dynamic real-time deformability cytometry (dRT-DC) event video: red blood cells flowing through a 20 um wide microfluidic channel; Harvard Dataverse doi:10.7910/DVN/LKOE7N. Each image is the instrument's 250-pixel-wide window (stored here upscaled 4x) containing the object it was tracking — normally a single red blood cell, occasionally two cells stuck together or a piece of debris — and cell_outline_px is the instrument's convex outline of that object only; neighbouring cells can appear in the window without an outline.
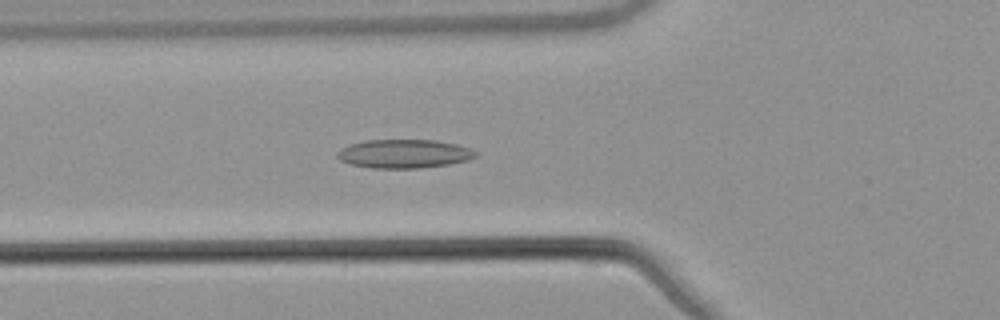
{"species": "common noctule bat (a hibernating species)", "species_latin": "Nyctalus noctula", "temperature_condition": "warm", "stored_images_in_passage": 51, "camera_frame_rate_fps": 3000, "um_per_image_px": 0.085, "animal": {"sex": "male", "body_mass_g": 21.5, "forearm_length_mm": 52.0}, "frame": {"image": 1, "passage_image": 16, "time_ms": 5.0, "image_size_px": [1000, 320], "cell_outline_px": [[476, 156], [468, 160], [448, 164], [420, 168], [372, 168], [348, 164], [340, 160], [336, 156], [336, 152], [340, 148], [348, 144], [364, 140], [436, 140], [456, 144], [468, 148], [476, 152]], "centroid_in_image_um": [34.27, 13.07], "position_along_channel_um": 91.5, "area_um2": 23.24}}
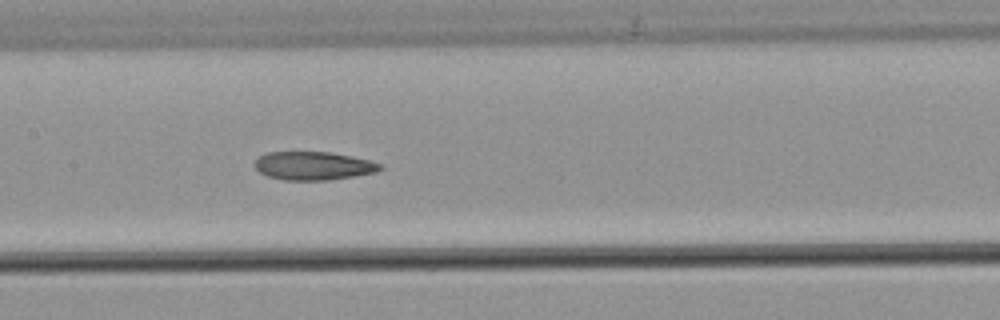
{"frame": {"image": 2, "passage_image": 23, "time_ms": 7.333, "image_size_px": [1000, 320], "cell_outline_px": [[384, 168], [376, 172], [328, 180], [284, 180], [268, 176], [260, 172], [252, 164], [260, 156], [268, 152], [332, 152], [368, 160], [380, 164]], "centroid_in_image_um": [26.61, 14.09], "position_along_channel_um": 180.8, "area_um2": 20.58}}
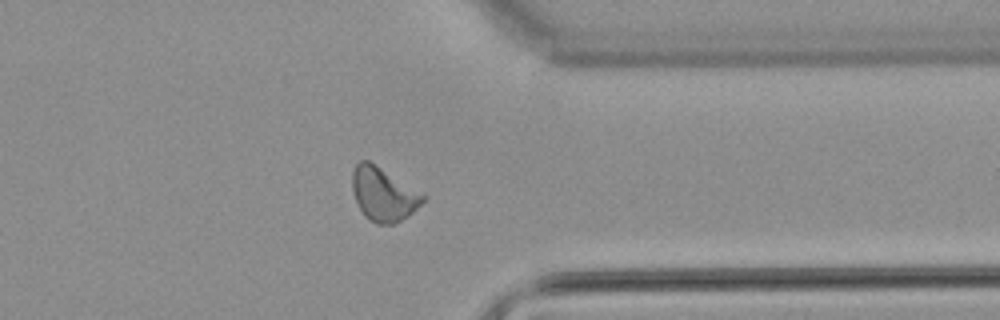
{"frame": {"image": 3, "passage_image": 39, "time_ms": 12.667, "image_size_px": [1000, 320], "cell_outline_px": [[428, 196], [408, 216], [392, 224], [376, 224], [368, 220], [364, 216], [352, 192], [352, 172], [356, 164], [360, 160], [368, 160]], "centroid_in_image_um": [32.57, 16.51], "position_along_channel_um": 378.8, "area_um2": 21.96}}